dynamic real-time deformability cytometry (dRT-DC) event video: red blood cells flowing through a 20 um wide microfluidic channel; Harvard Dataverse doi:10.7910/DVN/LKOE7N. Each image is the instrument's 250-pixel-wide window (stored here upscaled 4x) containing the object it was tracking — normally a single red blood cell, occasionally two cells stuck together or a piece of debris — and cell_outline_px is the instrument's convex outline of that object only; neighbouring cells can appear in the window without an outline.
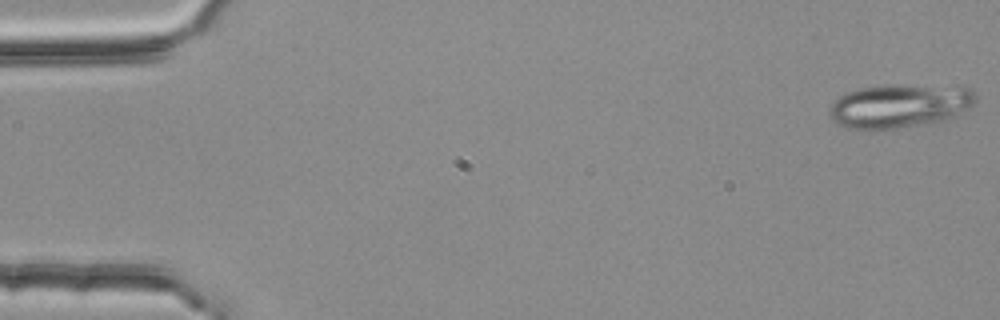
{"species": "common noctule bat (a hibernating species)", "species_latin": "Nyctalus noctula", "temperature_condition": "room temperature", "stored_images_in_passage": 5, "camera_frame_rate_fps": 3000, "um_per_image_px": 0.085, "animal": {"sex": "female", "body_mass_g": 25.1}, "frame": {"image": 1, "passage_image": 1, "time_ms": 0.0, "image_size_px": [1000, 320], "cell_outline_px": [[976, 100], [968, 108], [948, 120], [932, 124], [864, 132], [848, 128], [832, 120], [828, 112], [832, 104], [840, 96], [848, 92], [860, 88], [884, 84], [896, 84], [972, 88], [976, 96]], "centroid_in_image_um": [76.44, 9.03], "position_along_channel_um": 8.6, "area_um2": 37.97}}